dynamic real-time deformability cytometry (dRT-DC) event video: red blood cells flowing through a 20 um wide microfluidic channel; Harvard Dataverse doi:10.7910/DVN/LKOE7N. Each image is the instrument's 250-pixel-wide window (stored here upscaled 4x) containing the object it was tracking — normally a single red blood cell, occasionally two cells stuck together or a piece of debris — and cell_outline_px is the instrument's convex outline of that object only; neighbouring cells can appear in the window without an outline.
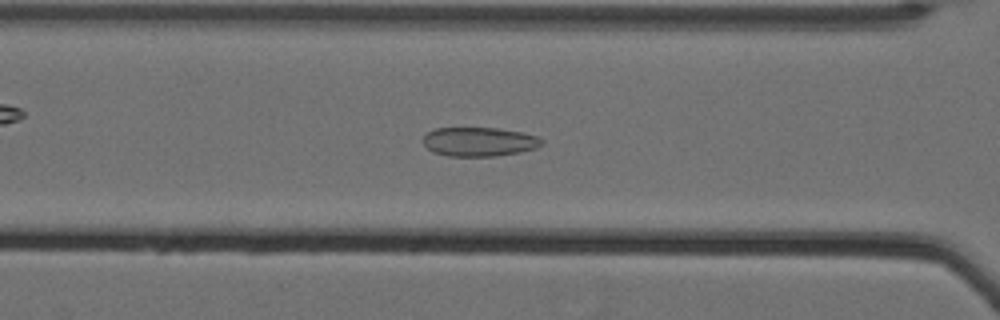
{"species": "Egyptian fruit bat (a non-hibernating species)", "species_latin": "Rousettus aegyptiacus", "temperature_condition": "cold", "stored_images_in_passage": 53, "camera_frame_rate_fps": 3000, "um_per_image_px": 0.085, "animal": {"sex": "female"}, "frame": {"image": 1, "passage_image": 22, "time_ms": 7.0, "image_size_px": [1000, 320], "cell_outline_px": [[544, 144], [536, 148], [520, 152], [496, 156], [448, 156], [432, 152], [420, 140], [428, 132], [436, 128], [496, 128], [524, 132], [536, 136], [544, 140]], "centroid_in_image_um": [40.74, 12.05], "position_along_channel_um": 125.9, "area_um2": 20.29}}
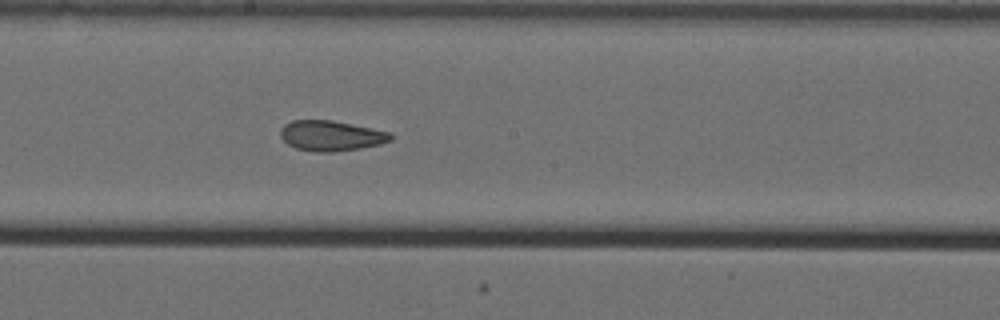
{"frame": {"image": 2, "passage_image": 30, "time_ms": 9.667, "image_size_px": [1000, 320], "cell_outline_px": [[392, 140], [380, 144], [360, 148], [332, 152], [316, 152], [296, 148], [288, 144], [280, 136], [280, 128], [284, 124], [292, 120], [332, 120], [388, 132], [392, 136]], "centroid_in_image_um": [28.09, 11.54], "position_along_channel_um": 220.1, "area_um2": 19.31}}
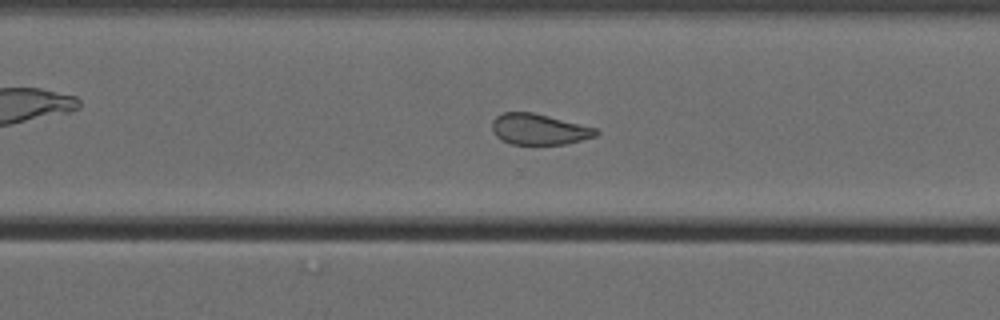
{"frame": {"image": 3, "passage_image": 39, "time_ms": 12.667, "image_size_px": [1000, 320], "cell_outline_px": [[600, 132], [596, 136], [568, 144], [512, 144], [496, 136], [492, 132], [492, 120], [496, 116], [504, 112], [532, 112], [596, 128]], "centroid_in_image_um": [45.81, 10.99], "position_along_channel_um": 324.8, "area_um2": 18.61}, "authors_computed_cell_mechanics": {"area_um2": 20.8658, "velocity_mm_per_s": 3.5227, "shape_relaxation_time_tau1_ms": null, "shape_relaxation_time_tau2_ms": 2.0042, "deformation_change_tau1": null, "deformation_change_tau2": 0.0901}}